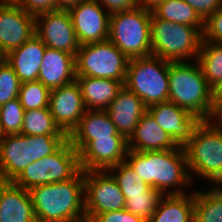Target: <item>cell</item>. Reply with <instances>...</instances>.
Returning a JSON list of instances; mask_svg holds the SVG:
<instances>
[{
    "instance_id": "cell-1",
    "label": "cell",
    "mask_w": 222,
    "mask_h": 222,
    "mask_svg": "<svg viewBox=\"0 0 222 222\" xmlns=\"http://www.w3.org/2000/svg\"><path fill=\"white\" fill-rule=\"evenodd\" d=\"M125 161L144 182L163 195L186 194V188L193 185L182 146L163 151L128 150Z\"/></svg>"
},
{
    "instance_id": "cell-2",
    "label": "cell",
    "mask_w": 222,
    "mask_h": 222,
    "mask_svg": "<svg viewBox=\"0 0 222 222\" xmlns=\"http://www.w3.org/2000/svg\"><path fill=\"white\" fill-rule=\"evenodd\" d=\"M37 222H86L84 171L29 190Z\"/></svg>"
},
{
    "instance_id": "cell-3",
    "label": "cell",
    "mask_w": 222,
    "mask_h": 222,
    "mask_svg": "<svg viewBox=\"0 0 222 222\" xmlns=\"http://www.w3.org/2000/svg\"><path fill=\"white\" fill-rule=\"evenodd\" d=\"M168 100L202 120H212L216 114L212 87L203 76L197 60L194 63L192 60L169 61Z\"/></svg>"
},
{
    "instance_id": "cell-4",
    "label": "cell",
    "mask_w": 222,
    "mask_h": 222,
    "mask_svg": "<svg viewBox=\"0 0 222 222\" xmlns=\"http://www.w3.org/2000/svg\"><path fill=\"white\" fill-rule=\"evenodd\" d=\"M184 150L193 184L197 175L213 185H222V128L213 119L201 121Z\"/></svg>"
},
{
    "instance_id": "cell-5",
    "label": "cell",
    "mask_w": 222,
    "mask_h": 222,
    "mask_svg": "<svg viewBox=\"0 0 222 222\" xmlns=\"http://www.w3.org/2000/svg\"><path fill=\"white\" fill-rule=\"evenodd\" d=\"M203 34L194 26L151 16V55L168 61L196 60Z\"/></svg>"
},
{
    "instance_id": "cell-6",
    "label": "cell",
    "mask_w": 222,
    "mask_h": 222,
    "mask_svg": "<svg viewBox=\"0 0 222 222\" xmlns=\"http://www.w3.org/2000/svg\"><path fill=\"white\" fill-rule=\"evenodd\" d=\"M123 85L135 93L147 108L168 101L169 61L154 55L129 59Z\"/></svg>"
},
{
    "instance_id": "cell-7",
    "label": "cell",
    "mask_w": 222,
    "mask_h": 222,
    "mask_svg": "<svg viewBox=\"0 0 222 222\" xmlns=\"http://www.w3.org/2000/svg\"><path fill=\"white\" fill-rule=\"evenodd\" d=\"M151 16L141 7L111 13L108 39L129 59L151 55Z\"/></svg>"
},
{
    "instance_id": "cell-8",
    "label": "cell",
    "mask_w": 222,
    "mask_h": 222,
    "mask_svg": "<svg viewBox=\"0 0 222 222\" xmlns=\"http://www.w3.org/2000/svg\"><path fill=\"white\" fill-rule=\"evenodd\" d=\"M81 170L78 152L68 139L55 153L36 160L12 182L25 190L72 179Z\"/></svg>"
},
{
    "instance_id": "cell-9",
    "label": "cell",
    "mask_w": 222,
    "mask_h": 222,
    "mask_svg": "<svg viewBox=\"0 0 222 222\" xmlns=\"http://www.w3.org/2000/svg\"><path fill=\"white\" fill-rule=\"evenodd\" d=\"M129 58L109 39L80 45L75 57L76 76L108 78L124 84Z\"/></svg>"
},
{
    "instance_id": "cell-10",
    "label": "cell",
    "mask_w": 222,
    "mask_h": 222,
    "mask_svg": "<svg viewBox=\"0 0 222 222\" xmlns=\"http://www.w3.org/2000/svg\"><path fill=\"white\" fill-rule=\"evenodd\" d=\"M84 195L86 222L100 213L125 207V196L108 170L84 171Z\"/></svg>"
},
{
    "instance_id": "cell-11",
    "label": "cell",
    "mask_w": 222,
    "mask_h": 222,
    "mask_svg": "<svg viewBox=\"0 0 222 222\" xmlns=\"http://www.w3.org/2000/svg\"><path fill=\"white\" fill-rule=\"evenodd\" d=\"M36 35L46 47L68 52L76 57L80 48L68 10L57 9L35 17Z\"/></svg>"
},
{
    "instance_id": "cell-12",
    "label": "cell",
    "mask_w": 222,
    "mask_h": 222,
    "mask_svg": "<svg viewBox=\"0 0 222 222\" xmlns=\"http://www.w3.org/2000/svg\"><path fill=\"white\" fill-rule=\"evenodd\" d=\"M80 45L109 38L110 15L97 0H83L68 9Z\"/></svg>"
},
{
    "instance_id": "cell-13",
    "label": "cell",
    "mask_w": 222,
    "mask_h": 222,
    "mask_svg": "<svg viewBox=\"0 0 222 222\" xmlns=\"http://www.w3.org/2000/svg\"><path fill=\"white\" fill-rule=\"evenodd\" d=\"M34 34L35 16L18 5L0 4V52L3 56L19 48Z\"/></svg>"
},
{
    "instance_id": "cell-14",
    "label": "cell",
    "mask_w": 222,
    "mask_h": 222,
    "mask_svg": "<svg viewBox=\"0 0 222 222\" xmlns=\"http://www.w3.org/2000/svg\"><path fill=\"white\" fill-rule=\"evenodd\" d=\"M147 111L158 125L182 147L191 140L196 127L202 121L197 115L169 100L153 104L147 108Z\"/></svg>"
},
{
    "instance_id": "cell-15",
    "label": "cell",
    "mask_w": 222,
    "mask_h": 222,
    "mask_svg": "<svg viewBox=\"0 0 222 222\" xmlns=\"http://www.w3.org/2000/svg\"><path fill=\"white\" fill-rule=\"evenodd\" d=\"M128 140L125 137H103L89 141L79 152V165L83 171L108 170L125 161Z\"/></svg>"
},
{
    "instance_id": "cell-16",
    "label": "cell",
    "mask_w": 222,
    "mask_h": 222,
    "mask_svg": "<svg viewBox=\"0 0 222 222\" xmlns=\"http://www.w3.org/2000/svg\"><path fill=\"white\" fill-rule=\"evenodd\" d=\"M49 109L55 123L69 136L86 112L81 90L76 80L51 90Z\"/></svg>"
},
{
    "instance_id": "cell-17",
    "label": "cell",
    "mask_w": 222,
    "mask_h": 222,
    "mask_svg": "<svg viewBox=\"0 0 222 222\" xmlns=\"http://www.w3.org/2000/svg\"><path fill=\"white\" fill-rule=\"evenodd\" d=\"M33 163L32 136L5 135L0 142V179L12 182Z\"/></svg>"
},
{
    "instance_id": "cell-18",
    "label": "cell",
    "mask_w": 222,
    "mask_h": 222,
    "mask_svg": "<svg viewBox=\"0 0 222 222\" xmlns=\"http://www.w3.org/2000/svg\"><path fill=\"white\" fill-rule=\"evenodd\" d=\"M48 89H56L76 80L75 56L46 47L38 79Z\"/></svg>"
},
{
    "instance_id": "cell-19",
    "label": "cell",
    "mask_w": 222,
    "mask_h": 222,
    "mask_svg": "<svg viewBox=\"0 0 222 222\" xmlns=\"http://www.w3.org/2000/svg\"><path fill=\"white\" fill-rule=\"evenodd\" d=\"M106 111L117 131L128 140L147 107L135 93L123 86Z\"/></svg>"
},
{
    "instance_id": "cell-20",
    "label": "cell",
    "mask_w": 222,
    "mask_h": 222,
    "mask_svg": "<svg viewBox=\"0 0 222 222\" xmlns=\"http://www.w3.org/2000/svg\"><path fill=\"white\" fill-rule=\"evenodd\" d=\"M46 46L43 41L34 34L19 48L10 51L4 56V60L13 68L21 83L36 81Z\"/></svg>"
},
{
    "instance_id": "cell-21",
    "label": "cell",
    "mask_w": 222,
    "mask_h": 222,
    "mask_svg": "<svg viewBox=\"0 0 222 222\" xmlns=\"http://www.w3.org/2000/svg\"><path fill=\"white\" fill-rule=\"evenodd\" d=\"M0 222H37L29 190L13 182L0 184Z\"/></svg>"
},
{
    "instance_id": "cell-22",
    "label": "cell",
    "mask_w": 222,
    "mask_h": 222,
    "mask_svg": "<svg viewBox=\"0 0 222 222\" xmlns=\"http://www.w3.org/2000/svg\"><path fill=\"white\" fill-rule=\"evenodd\" d=\"M103 137L124 136L117 131L106 110H86L68 139L79 152L89 141Z\"/></svg>"
},
{
    "instance_id": "cell-23",
    "label": "cell",
    "mask_w": 222,
    "mask_h": 222,
    "mask_svg": "<svg viewBox=\"0 0 222 222\" xmlns=\"http://www.w3.org/2000/svg\"><path fill=\"white\" fill-rule=\"evenodd\" d=\"M175 140L164 131L154 117L146 111L128 139V150L138 152L163 151L178 148Z\"/></svg>"
},
{
    "instance_id": "cell-24",
    "label": "cell",
    "mask_w": 222,
    "mask_h": 222,
    "mask_svg": "<svg viewBox=\"0 0 222 222\" xmlns=\"http://www.w3.org/2000/svg\"><path fill=\"white\" fill-rule=\"evenodd\" d=\"M86 110H106L123 88L121 81L76 76Z\"/></svg>"
},
{
    "instance_id": "cell-25",
    "label": "cell",
    "mask_w": 222,
    "mask_h": 222,
    "mask_svg": "<svg viewBox=\"0 0 222 222\" xmlns=\"http://www.w3.org/2000/svg\"><path fill=\"white\" fill-rule=\"evenodd\" d=\"M164 195L148 222H194V191Z\"/></svg>"
},
{
    "instance_id": "cell-26",
    "label": "cell",
    "mask_w": 222,
    "mask_h": 222,
    "mask_svg": "<svg viewBox=\"0 0 222 222\" xmlns=\"http://www.w3.org/2000/svg\"><path fill=\"white\" fill-rule=\"evenodd\" d=\"M151 12L156 18L172 23L194 26L203 34L204 20L184 0H164Z\"/></svg>"
},
{
    "instance_id": "cell-27",
    "label": "cell",
    "mask_w": 222,
    "mask_h": 222,
    "mask_svg": "<svg viewBox=\"0 0 222 222\" xmlns=\"http://www.w3.org/2000/svg\"><path fill=\"white\" fill-rule=\"evenodd\" d=\"M194 222H222V185L194 191Z\"/></svg>"
},
{
    "instance_id": "cell-28",
    "label": "cell",
    "mask_w": 222,
    "mask_h": 222,
    "mask_svg": "<svg viewBox=\"0 0 222 222\" xmlns=\"http://www.w3.org/2000/svg\"><path fill=\"white\" fill-rule=\"evenodd\" d=\"M21 134L29 136L67 135L55 123L49 107L25 111Z\"/></svg>"
},
{
    "instance_id": "cell-29",
    "label": "cell",
    "mask_w": 222,
    "mask_h": 222,
    "mask_svg": "<svg viewBox=\"0 0 222 222\" xmlns=\"http://www.w3.org/2000/svg\"><path fill=\"white\" fill-rule=\"evenodd\" d=\"M196 60L211 87L222 79V44L202 41Z\"/></svg>"
},
{
    "instance_id": "cell-30",
    "label": "cell",
    "mask_w": 222,
    "mask_h": 222,
    "mask_svg": "<svg viewBox=\"0 0 222 222\" xmlns=\"http://www.w3.org/2000/svg\"><path fill=\"white\" fill-rule=\"evenodd\" d=\"M108 171L117 181L125 199L130 195H146L152 189L126 161L110 167Z\"/></svg>"
},
{
    "instance_id": "cell-31",
    "label": "cell",
    "mask_w": 222,
    "mask_h": 222,
    "mask_svg": "<svg viewBox=\"0 0 222 222\" xmlns=\"http://www.w3.org/2000/svg\"><path fill=\"white\" fill-rule=\"evenodd\" d=\"M51 90L39 80L23 82L18 99L25 111L49 107Z\"/></svg>"
},
{
    "instance_id": "cell-32",
    "label": "cell",
    "mask_w": 222,
    "mask_h": 222,
    "mask_svg": "<svg viewBox=\"0 0 222 222\" xmlns=\"http://www.w3.org/2000/svg\"><path fill=\"white\" fill-rule=\"evenodd\" d=\"M163 196L160 191L154 188L146 195H130L125 200L124 209L148 222Z\"/></svg>"
},
{
    "instance_id": "cell-33",
    "label": "cell",
    "mask_w": 222,
    "mask_h": 222,
    "mask_svg": "<svg viewBox=\"0 0 222 222\" xmlns=\"http://www.w3.org/2000/svg\"><path fill=\"white\" fill-rule=\"evenodd\" d=\"M24 112L18 98L0 106V125L4 135L21 134Z\"/></svg>"
},
{
    "instance_id": "cell-34",
    "label": "cell",
    "mask_w": 222,
    "mask_h": 222,
    "mask_svg": "<svg viewBox=\"0 0 222 222\" xmlns=\"http://www.w3.org/2000/svg\"><path fill=\"white\" fill-rule=\"evenodd\" d=\"M21 82L13 68L3 59L0 61V106L18 98Z\"/></svg>"
},
{
    "instance_id": "cell-35",
    "label": "cell",
    "mask_w": 222,
    "mask_h": 222,
    "mask_svg": "<svg viewBox=\"0 0 222 222\" xmlns=\"http://www.w3.org/2000/svg\"><path fill=\"white\" fill-rule=\"evenodd\" d=\"M67 140L68 135L32 136L33 162L55 153Z\"/></svg>"
},
{
    "instance_id": "cell-36",
    "label": "cell",
    "mask_w": 222,
    "mask_h": 222,
    "mask_svg": "<svg viewBox=\"0 0 222 222\" xmlns=\"http://www.w3.org/2000/svg\"><path fill=\"white\" fill-rule=\"evenodd\" d=\"M202 41L222 44V7L204 21Z\"/></svg>"
},
{
    "instance_id": "cell-37",
    "label": "cell",
    "mask_w": 222,
    "mask_h": 222,
    "mask_svg": "<svg viewBox=\"0 0 222 222\" xmlns=\"http://www.w3.org/2000/svg\"><path fill=\"white\" fill-rule=\"evenodd\" d=\"M91 222H147L126 209L98 214Z\"/></svg>"
},
{
    "instance_id": "cell-38",
    "label": "cell",
    "mask_w": 222,
    "mask_h": 222,
    "mask_svg": "<svg viewBox=\"0 0 222 222\" xmlns=\"http://www.w3.org/2000/svg\"><path fill=\"white\" fill-rule=\"evenodd\" d=\"M16 5L35 17L48 11L57 10L54 0H20Z\"/></svg>"
},
{
    "instance_id": "cell-39",
    "label": "cell",
    "mask_w": 222,
    "mask_h": 222,
    "mask_svg": "<svg viewBox=\"0 0 222 222\" xmlns=\"http://www.w3.org/2000/svg\"><path fill=\"white\" fill-rule=\"evenodd\" d=\"M195 9L205 21L210 15L222 7V0H184Z\"/></svg>"
},
{
    "instance_id": "cell-40",
    "label": "cell",
    "mask_w": 222,
    "mask_h": 222,
    "mask_svg": "<svg viewBox=\"0 0 222 222\" xmlns=\"http://www.w3.org/2000/svg\"><path fill=\"white\" fill-rule=\"evenodd\" d=\"M109 13L138 7V0H97Z\"/></svg>"
},
{
    "instance_id": "cell-41",
    "label": "cell",
    "mask_w": 222,
    "mask_h": 222,
    "mask_svg": "<svg viewBox=\"0 0 222 222\" xmlns=\"http://www.w3.org/2000/svg\"><path fill=\"white\" fill-rule=\"evenodd\" d=\"M212 100L217 111L222 106V79L212 86Z\"/></svg>"
},
{
    "instance_id": "cell-42",
    "label": "cell",
    "mask_w": 222,
    "mask_h": 222,
    "mask_svg": "<svg viewBox=\"0 0 222 222\" xmlns=\"http://www.w3.org/2000/svg\"><path fill=\"white\" fill-rule=\"evenodd\" d=\"M164 0H138V7L152 11Z\"/></svg>"
},
{
    "instance_id": "cell-43",
    "label": "cell",
    "mask_w": 222,
    "mask_h": 222,
    "mask_svg": "<svg viewBox=\"0 0 222 222\" xmlns=\"http://www.w3.org/2000/svg\"><path fill=\"white\" fill-rule=\"evenodd\" d=\"M83 0H54L56 9L68 10Z\"/></svg>"
},
{
    "instance_id": "cell-44",
    "label": "cell",
    "mask_w": 222,
    "mask_h": 222,
    "mask_svg": "<svg viewBox=\"0 0 222 222\" xmlns=\"http://www.w3.org/2000/svg\"><path fill=\"white\" fill-rule=\"evenodd\" d=\"M213 120L222 128V106L216 111Z\"/></svg>"
},
{
    "instance_id": "cell-45",
    "label": "cell",
    "mask_w": 222,
    "mask_h": 222,
    "mask_svg": "<svg viewBox=\"0 0 222 222\" xmlns=\"http://www.w3.org/2000/svg\"><path fill=\"white\" fill-rule=\"evenodd\" d=\"M20 0H0V4L16 5Z\"/></svg>"
},
{
    "instance_id": "cell-46",
    "label": "cell",
    "mask_w": 222,
    "mask_h": 222,
    "mask_svg": "<svg viewBox=\"0 0 222 222\" xmlns=\"http://www.w3.org/2000/svg\"><path fill=\"white\" fill-rule=\"evenodd\" d=\"M4 136H5V135L3 134L2 129H1V125H0V142H1V140L3 139Z\"/></svg>"
},
{
    "instance_id": "cell-47",
    "label": "cell",
    "mask_w": 222,
    "mask_h": 222,
    "mask_svg": "<svg viewBox=\"0 0 222 222\" xmlns=\"http://www.w3.org/2000/svg\"><path fill=\"white\" fill-rule=\"evenodd\" d=\"M4 59V56L0 52V61Z\"/></svg>"
}]
</instances>
